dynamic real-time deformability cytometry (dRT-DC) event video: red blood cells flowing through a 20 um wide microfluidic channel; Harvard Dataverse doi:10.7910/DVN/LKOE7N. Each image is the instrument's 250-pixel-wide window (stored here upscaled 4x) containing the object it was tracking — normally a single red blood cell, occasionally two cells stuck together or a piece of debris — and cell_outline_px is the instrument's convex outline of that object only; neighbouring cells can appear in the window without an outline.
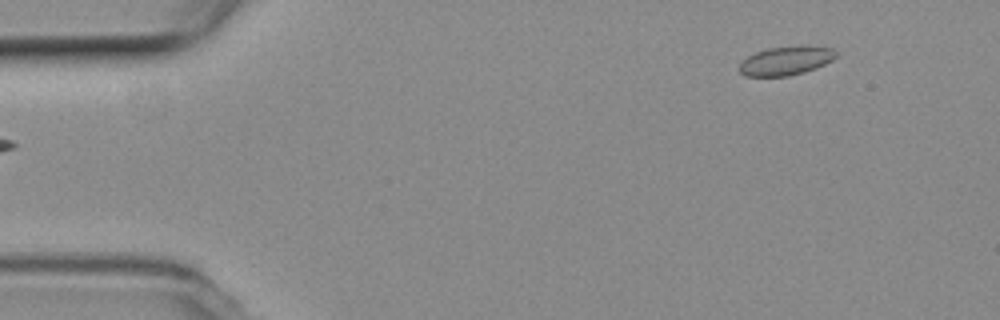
{"species": "common noctule bat (a hibernating species)", "species_latin": "Nyctalus noctula", "temperature_condition": "room temperature", "stored_images_in_passage": 5, "segment_of_instrument_passage": [2, 2], "camera_frame_rate_fps": 3000, "um_per_image_px": 0.085, "animal": {"sex": "female", "body_mass_g": 19.3, "forearm_length_mm": 54.1}, "frame": {"image": 1, "passage_image": 5, "time_ms": 1.333, "image_size_px": [1000, 320], "cell_outline_px": [[836, 56], [832, 60], [816, 68], [804, 72], [788, 76], [744, 76], [740, 72], [740, 64], [748, 56], [756, 52], [768, 48], [832, 48], [836, 52]], "centroid_in_image_um": [66.75, 5.21], "position_along_channel_um": 18.2, "area_um2": 15.43}}